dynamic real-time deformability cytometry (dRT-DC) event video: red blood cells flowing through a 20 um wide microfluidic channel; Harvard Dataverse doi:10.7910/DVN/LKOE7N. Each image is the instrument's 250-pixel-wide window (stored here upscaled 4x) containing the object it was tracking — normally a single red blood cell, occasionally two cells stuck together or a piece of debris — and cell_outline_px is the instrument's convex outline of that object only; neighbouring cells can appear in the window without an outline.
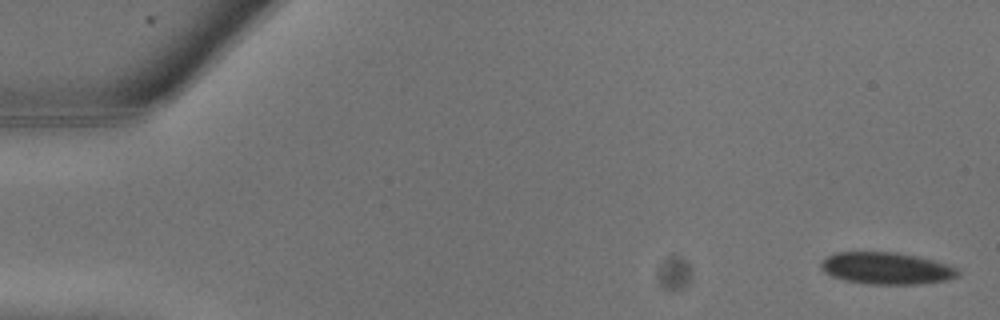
{"species": "common noctule bat (a hibernating species)", "species_latin": "Nyctalus noctula", "temperature_condition": "warm", "stored_images_in_passage": 18, "segment_of_instrument_passage": [1, 2], "camera_frame_rate_fps": 3000, "um_per_image_px": 0.085, "animal": {"sex": "male", "body_mass_g": 13.3}, "frame": {"image": 1, "passage_image": 1, "time_ms": 0.0, "image_size_px": [1000, 320], "cell_outline_px": [[960, 276], [948, 280], [916, 284], [872, 284], [844, 280], [832, 276], [824, 272], [820, 268], [820, 264], [828, 256], [836, 252], [896, 252], [916, 256], [948, 264], [956, 268], [960, 272]], "centroid_in_image_um": [75.36, 22.81], "position_along_channel_um": 9.6, "area_um2": 25.43}}
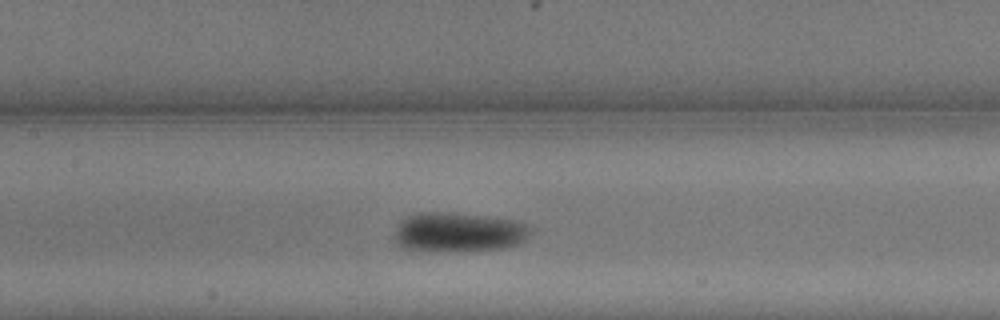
{"frame": {"image": 2, "passage_image": 12, "time_ms": 3.667, "image_size_px": [1000, 320], "cell_outline_px": [[536, 228], [520, 244], [508, 248], [404, 248], [392, 236], [400, 220], [408, 216], [420, 212], [452, 212], [488, 216], [516, 220], [532, 224]], "centroid_in_image_um": [39.1, 19.65], "position_along_channel_um": 168.3, "area_um2": 30.63}}
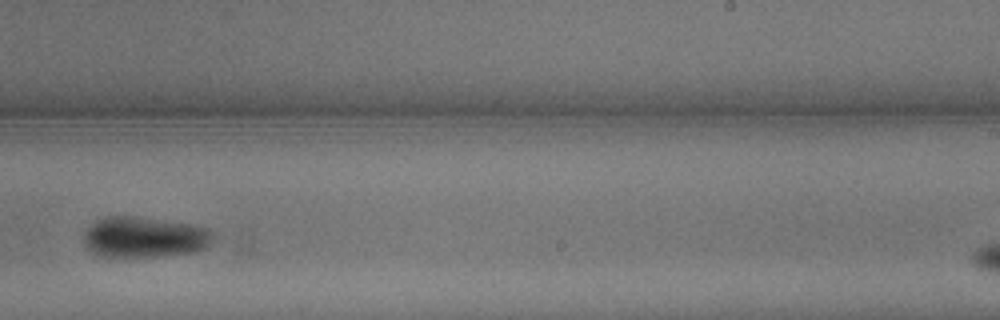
{"frame": {"image": 3, "passage_image": 16, "time_ms": 5.0, "image_size_px": [1000, 320], "cell_outline_px": [[216, 236], [212, 244], [196, 252], [160, 256], [100, 256], [92, 252], [84, 244], [84, 232], [96, 220], [108, 216], [132, 216], [192, 224], [212, 228], [216, 232]], "centroid_in_image_um": [12.36, 20.15], "position_along_channel_um": 276.6, "area_um2": 31.04}}